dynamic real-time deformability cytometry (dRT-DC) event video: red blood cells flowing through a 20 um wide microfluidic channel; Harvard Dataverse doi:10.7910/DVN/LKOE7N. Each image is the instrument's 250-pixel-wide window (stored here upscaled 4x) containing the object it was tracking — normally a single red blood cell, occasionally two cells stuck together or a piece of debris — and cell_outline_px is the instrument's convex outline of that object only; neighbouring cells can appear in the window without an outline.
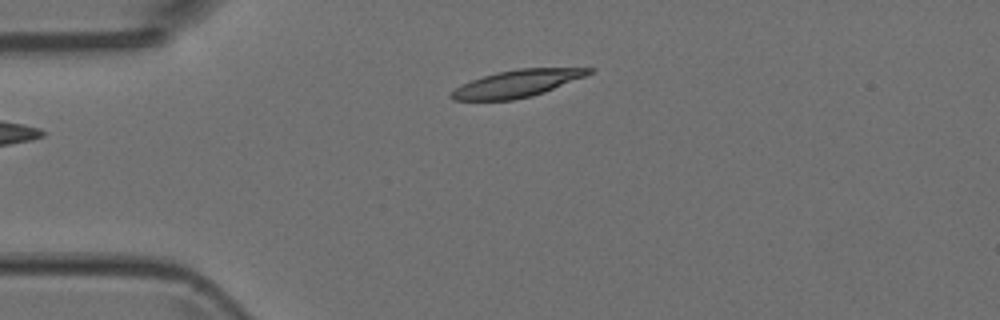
{"species": "Egyptian fruit bat (a non-hibernating species)", "species_latin": "Rousettus aegyptiacus", "temperature_condition": "room temperature", "stored_images_in_passage": 2, "camera_frame_rate_fps": 3000, "um_per_image_px": 0.085, "animal": {"sex": "female"}, "frame": {"image": 1, "passage_image": 2, "time_ms": 0.333, "image_size_px": [1000, 320], "cell_outline_px": [[596, 68], [592, 72], [584, 76], [544, 92], [532, 96], [512, 100], [452, 100], [448, 96], [456, 88], [472, 80], [496, 72], [516, 68]], "centroid_in_image_um": [43.93, 7.1], "position_along_channel_um": 41.1, "area_um2": 21.44}}